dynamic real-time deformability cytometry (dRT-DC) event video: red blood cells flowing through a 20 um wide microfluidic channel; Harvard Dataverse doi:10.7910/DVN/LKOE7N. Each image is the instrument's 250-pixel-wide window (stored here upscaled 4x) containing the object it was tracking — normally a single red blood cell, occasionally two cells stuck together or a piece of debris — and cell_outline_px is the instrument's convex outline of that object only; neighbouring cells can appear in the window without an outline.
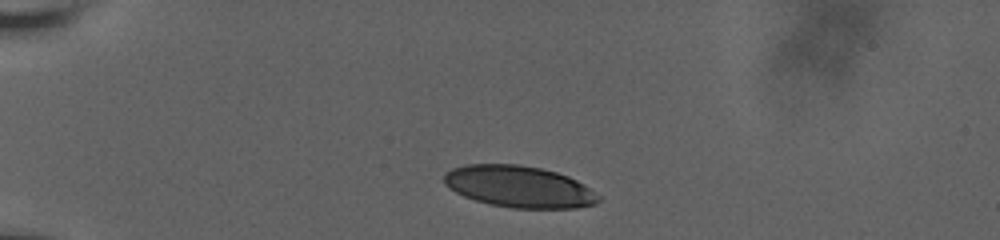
{"species": "human", "species_latin": "Homo sapiens", "temperature_condition": "room temperature", "stored_images_in_passage": 44, "camera_frame_rate_fps": 3000, "um_per_image_px": 0.085, "donor": {"sex": "male"}, "frame": {"image": 1, "passage_image": 1, "time_ms": 0.0, "image_size_px": [1000, 240], "cell_outline_px": [[600, 200], [596, 204], [576, 208], [512, 208], [488, 204], [464, 196], [456, 192], [444, 184], [444, 172], [452, 168], [464, 164], [520, 164], [540, 168], [556, 172], [568, 176], [584, 184], [600, 196]], "centroid_in_image_um": [44.11, 15.86], "position_along_channel_um": 40.9, "area_um2": 37.63}}
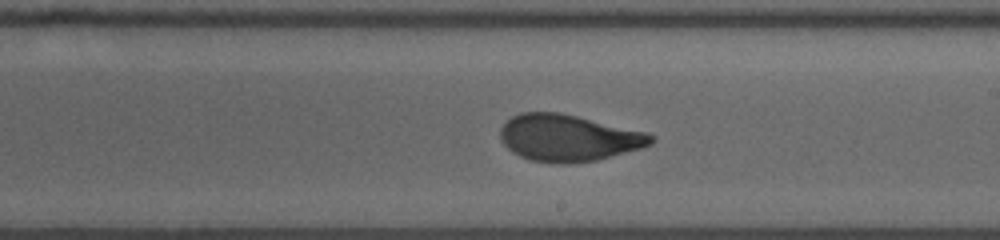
{"frame": {"image": 2, "passage_image": 25, "time_ms": 7.0, "image_size_px": [1000, 240], "cell_outline_px": [[652, 144], [640, 148], [596, 160], [568, 164], [560, 164], [532, 160], [520, 156], [512, 152], [500, 140], [500, 128], [512, 116], [520, 112], [560, 112], [648, 132], [652, 136]], "centroid_in_image_um": [48.28, 11.71], "position_along_channel_um": 240.7, "area_um2": 40.92}}
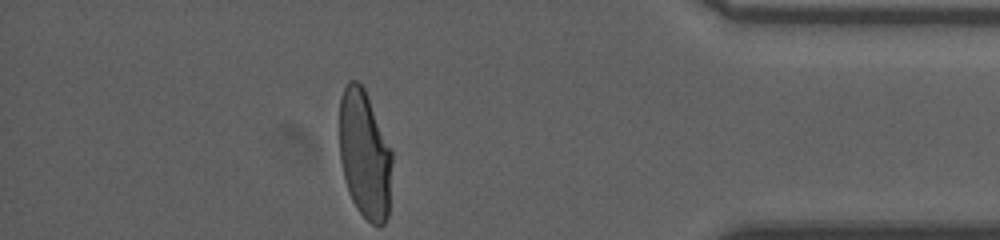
{"frame": {"image": 3, "passage_image": 43, "time_ms": 12.333, "image_size_px": [1000, 240], "cell_outline_px": [[392, 164], [388, 216], [384, 224], [372, 224], [356, 208], [348, 192], [340, 160], [340, 100], [344, 88], [348, 80], [356, 80], [364, 88], [392, 152]], "centroid_in_image_um": [30.99, 13.14], "position_along_channel_um": 404.2, "area_um2": 39.07}, "authors_computed_cell_mechanics": {"area_um2": 40.9224, "velocity_mm_per_s": 3.6399, "shape_relaxation_time_tau1_ms": 5.9135, "shape_relaxation_time_tau2_ms": 0.9344, "deformation_change_tau1": 0.2128, "deformation_change_tau2": 0.0763}}